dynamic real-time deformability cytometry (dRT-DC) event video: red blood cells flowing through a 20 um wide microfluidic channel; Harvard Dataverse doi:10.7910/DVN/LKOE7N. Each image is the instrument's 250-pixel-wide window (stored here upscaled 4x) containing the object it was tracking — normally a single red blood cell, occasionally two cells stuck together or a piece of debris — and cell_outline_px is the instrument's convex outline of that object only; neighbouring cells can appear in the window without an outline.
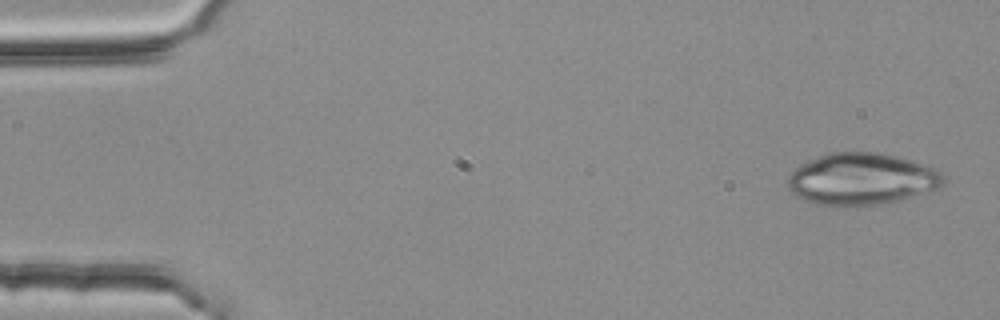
{"species": "common noctule bat (a hibernating species)", "species_latin": "Nyctalus noctula", "temperature_condition": "room temperature", "stored_images_in_passage": 5, "camera_frame_rate_fps": 3000, "um_per_image_px": 0.085, "animal": {"sex": "female", "body_mass_g": 25.1}, "frame": {"image": 1, "passage_image": 1, "time_ms": 0.0, "image_size_px": [1000, 320], "cell_outline_px": [[944, 180], [940, 188], [900, 200], [880, 204], [856, 208], [820, 204], [804, 200], [796, 196], [788, 188], [788, 176], [800, 164], [828, 152], [884, 152], [912, 160], [936, 168], [944, 176]], "centroid_in_image_um": [73.25, 15.22], "position_along_channel_um": 11.7, "area_um2": 47.63}}